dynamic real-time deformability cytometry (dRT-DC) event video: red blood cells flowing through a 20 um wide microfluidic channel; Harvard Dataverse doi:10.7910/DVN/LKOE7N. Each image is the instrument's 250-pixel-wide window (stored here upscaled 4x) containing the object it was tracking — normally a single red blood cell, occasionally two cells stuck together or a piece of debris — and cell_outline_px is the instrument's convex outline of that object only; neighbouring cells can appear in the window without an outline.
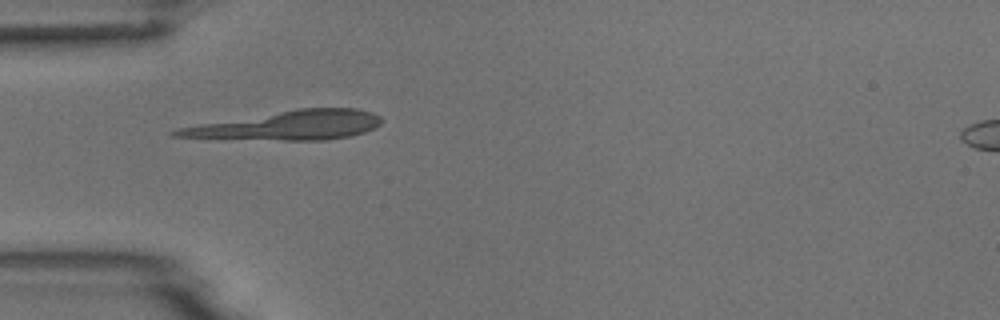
{"species": "common noctule bat (a hibernating species)", "species_latin": "Nyctalus noctula", "temperature_condition": "room temperature", "stored_images_in_passage": 3, "camera_frame_rate_fps": 3000, "um_per_image_px": 0.085, "animal": {"sex": "male", "body_mass_g": 18.8}, "frame": {"image": 1, "passage_image": 1, "time_ms": 0.0, "image_size_px": [1000, 320], "cell_outline_px": [[384, 120], [376, 128], [352, 136], [324, 140], [284, 140], [172, 136], [168, 132], [176, 128], [200, 124], [300, 108], [356, 108], [372, 112], [380, 116]], "centroid_in_image_um": [24.56, 10.65], "position_along_channel_um": 60.4, "area_um2": 34.39}}